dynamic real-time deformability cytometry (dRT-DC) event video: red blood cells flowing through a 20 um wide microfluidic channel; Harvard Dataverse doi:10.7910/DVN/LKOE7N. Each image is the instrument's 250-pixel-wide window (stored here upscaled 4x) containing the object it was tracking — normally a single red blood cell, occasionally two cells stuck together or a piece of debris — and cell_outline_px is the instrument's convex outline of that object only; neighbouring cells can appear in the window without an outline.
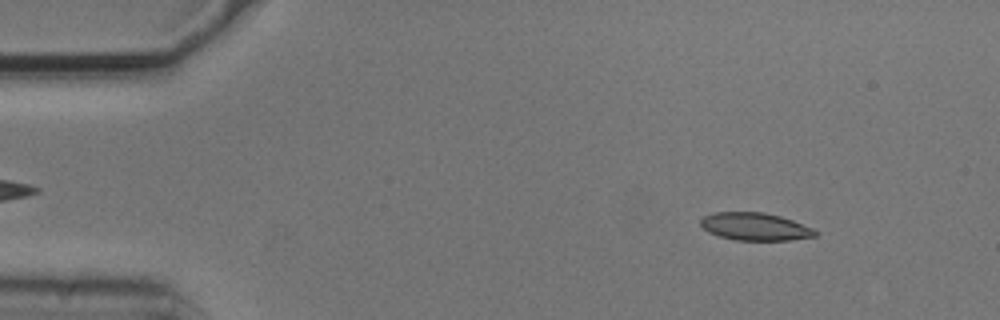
{"species": "common noctule bat (a hibernating species)", "species_latin": "Nyctalus noctula", "temperature_condition": "cold", "stored_images_in_passage": 53, "camera_frame_rate_fps": 3000, "um_per_image_px": 0.085, "animal": {"sex": "male", "body_mass_g": 20.5, "forearm_length_mm": 52.5}, "frame": {"image": 1, "passage_image": 6, "time_ms": 1.667, "image_size_px": [1000, 320], "cell_outline_px": [[820, 232], [816, 236], [788, 240], [736, 240], [720, 236], [708, 232], [700, 224], [700, 220], [704, 216], [716, 212], [764, 212], [780, 216], [792, 220], [812, 228]], "centroid_in_image_um": [64.19, 19.26], "position_along_channel_um": 20.8, "area_um2": 18.38}}
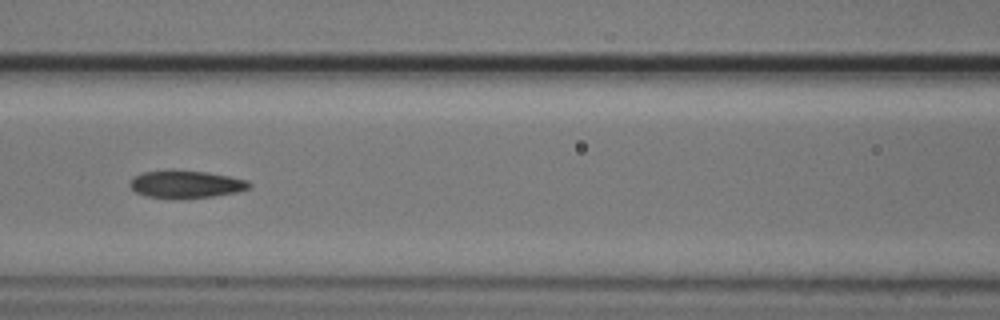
{"frame": {"image": 2, "passage_image": 23, "time_ms": 7.333, "image_size_px": [1000, 320], "cell_outline_px": [[252, 188], [236, 192], [212, 196], [148, 196], [136, 192], [128, 184], [128, 180], [132, 176], [144, 172], [172, 168], [208, 172], [248, 180], [252, 184]], "centroid_in_image_um": [15.8, 15.59], "position_along_channel_um": 150.8, "area_um2": 18.96}}
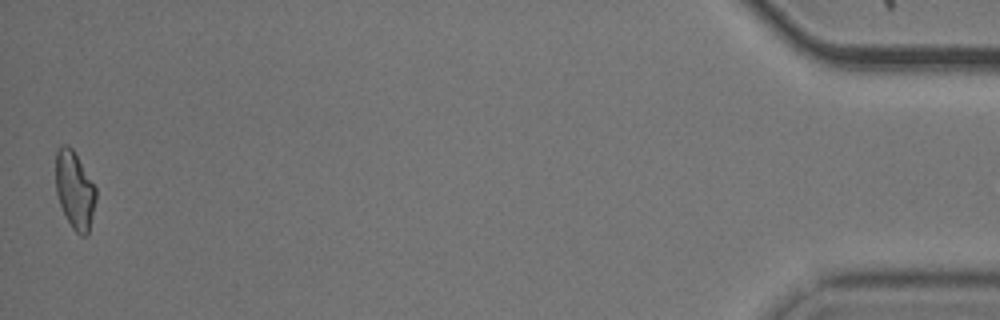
{"frame": {"image": 3, "passage_image": 53, "time_ms": 17.333, "image_size_px": [1000, 320], "cell_outline_px": [[96, 200], [88, 236], [80, 236], [72, 228], [60, 204], [56, 192], [56, 152], [60, 144], [68, 144], [72, 148], [96, 188]], "centroid_in_image_um": [6.35, 16.16], "position_along_channel_um": 428.8, "area_um2": 18.15}, "authors_computed_cell_mechanics": {"area_um2": 18.785, "velocity_mm_per_s": 3.7183, "shape_relaxation_time_tau1_ms": null, "shape_relaxation_time_tau2_ms": 4.1286, "deformation_change_tau1": null, "deformation_change_tau2": 0.1011}}